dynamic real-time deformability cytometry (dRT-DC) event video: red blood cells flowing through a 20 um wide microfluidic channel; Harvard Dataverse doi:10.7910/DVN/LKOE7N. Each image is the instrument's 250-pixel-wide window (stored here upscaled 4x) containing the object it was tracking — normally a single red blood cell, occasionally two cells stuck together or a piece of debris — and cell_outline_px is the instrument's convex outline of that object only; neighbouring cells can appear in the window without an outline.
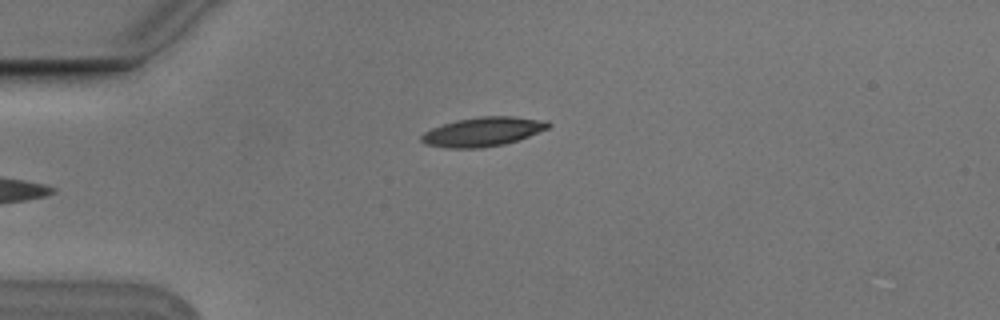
{"species": "Egyptian fruit bat (a non-hibernating species)", "species_latin": "Rousettus aegyptiacus", "temperature_condition": "cold", "stored_images_in_passage": 5, "camera_frame_rate_fps": 3000, "um_per_image_px": 0.085, "animal": {"sex": "male"}, "frame": {"image": 1, "passage_image": 5, "time_ms": 1.333, "image_size_px": [1000, 320], "cell_outline_px": [[552, 124], [548, 128], [528, 136], [504, 144], [480, 148], [448, 148], [424, 144], [420, 140], [420, 136], [424, 132], [432, 128], [456, 120], [480, 116], [512, 116], [548, 120]], "centroid_in_image_um": [41.04, 11.19], "position_along_channel_um": 44.0, "area_um2": 21.56}}